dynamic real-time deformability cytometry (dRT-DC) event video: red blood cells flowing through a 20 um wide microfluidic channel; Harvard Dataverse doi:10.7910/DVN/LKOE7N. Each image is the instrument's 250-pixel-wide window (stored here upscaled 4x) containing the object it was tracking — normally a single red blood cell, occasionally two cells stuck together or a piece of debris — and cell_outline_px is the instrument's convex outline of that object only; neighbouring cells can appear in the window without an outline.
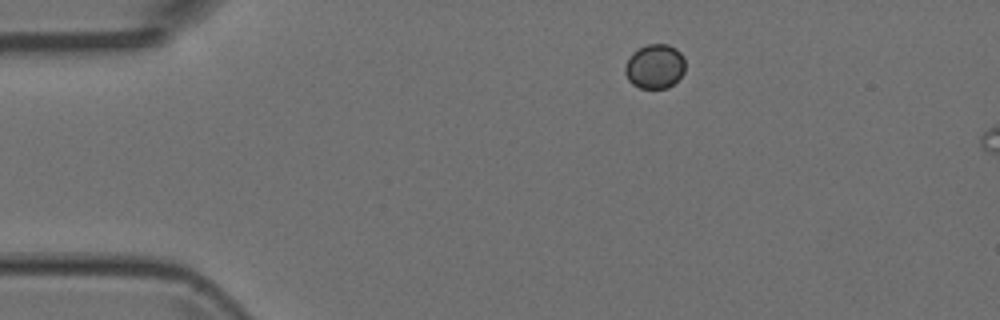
{"species": "Egyptian fruit bat (a non-hibernating species)", "species_latin": "Rousettus aegyptiacus", "temperature_condition": "room temperature", "stored_images_in_passage": 3, "camera_frame_rate_fps": 3000, "um_per_image_px": 0.085, "animal": {"sex": "female"}, "frame": {"image": 1, "passage_image": 1, "time_ms": 0.0, "image_size_px": [1000, 320], "cell_outline_px": [[684, 72], [668, 88], [640, 88], [632, 84], [628, 80], [624, 72], [624, 68], [632, 52], [648, 44], [668, 44], [676, 48], [684, 56]], "centroid_in_image_um": [55.65, 5.64], "position_along_channel_um": 29.3, "area_um2": 15.55}}